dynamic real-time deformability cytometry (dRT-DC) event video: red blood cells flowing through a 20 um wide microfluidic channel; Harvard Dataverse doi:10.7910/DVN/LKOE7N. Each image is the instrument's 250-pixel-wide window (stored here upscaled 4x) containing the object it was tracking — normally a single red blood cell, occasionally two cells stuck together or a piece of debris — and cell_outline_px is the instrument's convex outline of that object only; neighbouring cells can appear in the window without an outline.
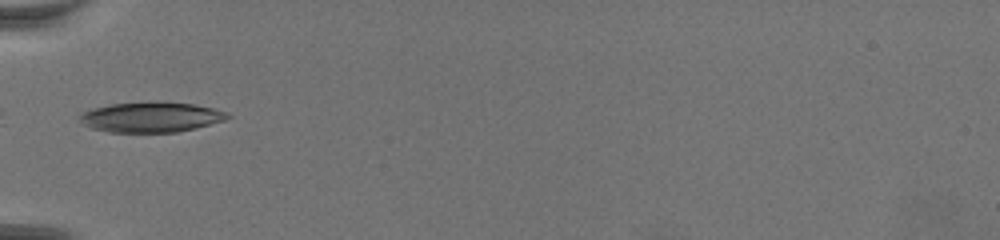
{"species": "common noctule bat (a hibernating species)", "species_latin": "Nyctalus noctula", "temperature_condition": "warm", "stored_images_in_passage": 10, "camera_frame_rate_fps": 3000, "um_per_image_px": 0.085, "animal": {"sex": "female", "body_mass_g": 19.5, "forearm_length_mm": 54.1}, "frame": {"image": 1, "passage_image": 1, "time_ms": 0.0, "image_size_px": [1000, 240], "cell_outline_px": [[232, 116], [224, 120], [196, 128], [176, 132], [108, 132], [88, 128], [80, 120], [80, 112], [92, 108], [112, 104], [192, 104], [212, 108], [228, 112]], "centroid_in_image_um": [12.8, 10.0], "position_along_channel_um": 72.2, "area_um2": 25.2}}